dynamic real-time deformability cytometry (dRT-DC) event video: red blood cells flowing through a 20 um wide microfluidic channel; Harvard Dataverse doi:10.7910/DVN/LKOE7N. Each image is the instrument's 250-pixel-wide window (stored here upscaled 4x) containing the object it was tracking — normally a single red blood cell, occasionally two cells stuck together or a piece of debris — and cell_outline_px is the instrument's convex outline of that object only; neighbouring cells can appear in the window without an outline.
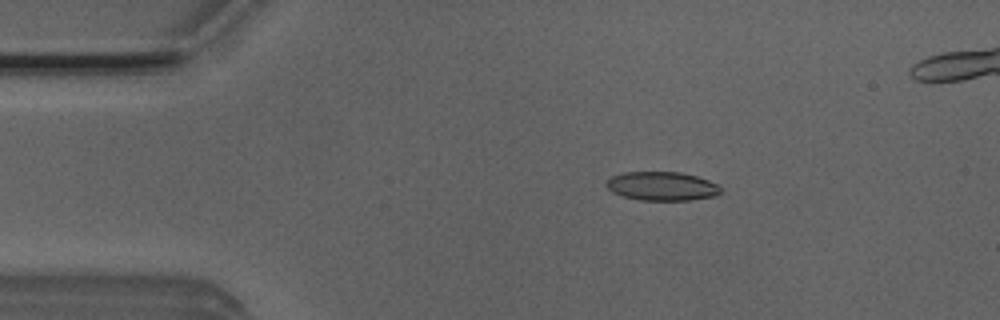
{"species": "Egyptian fruit bat (a non-hibernating species)", "species_latin": "Rousettus aegyptiacus", "temperature_condition": "room temperature", "stored_images_in_passage": 42, "camera_frame_rate_fps": 3000, "um_per_image_px": 0.085, "animal": {"sex": "male"}, "frame": {"image": 1, "passage_image": 2, "time_ms": 0.333, "image_size_px": [1000, 320], "cell_outline_px": [[724, 188], [716, 196], [692, 200], [640, 200], [624, 196], [612, 192], [604, 184], [612, 176], [624, 172], [680, 172], [696, 176], [708, 180]], "centroid_in_image_um": [56.28, 15.82], "position_along_channel_um": 28.7, "area_um2": 19.25}}
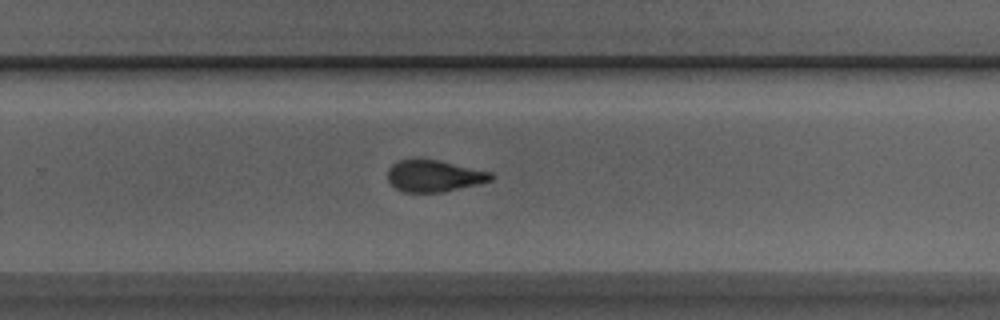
{"frame": {"image": 2, "passage_image": 26, "time_ms": 8.333, "image_size_px": [1000, 320], "cell_outline_px": [[496, 176], [492, 180], [480, 184], [440, 192], [404, 192], [396, 188], [388, 180], [388, 168], [392, 164], [400, 160], [440, 160], [492, 172]], "centroid_in_image_um": [36.94, 14.96], "position_along_channel_um": 292.9, "area_um2": 19.02}}
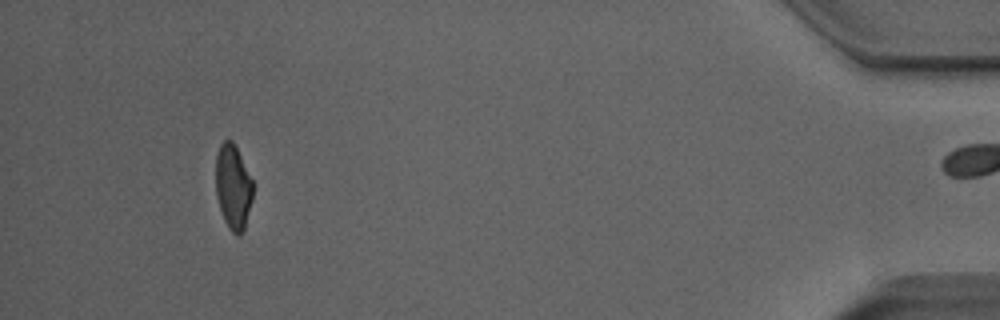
{"frame": {"image": 3, "passage_image": 41, "time_ms": 13.333, "image_size_px": [1000, 320], "cell_outline_px": [[252, 200], [244, 228], [240, 236], [236, 236], [228, 228], [224, 220], [216, 196], [216, 156], [220, 144], [224, 140], [232, 140], [252, 180]], "centroid_in_image_um": [19.8, 15.92], "position_along_channel_um": 415.4, "area_um2": 18.15}, "authors_computed_cell_mechanics": {"area_um2": 19.8254, "velocity_mm_per_s": 3.9409, "shape_relaxation_time_tau1_ms": 6.454, "shape_relaxation_time_tau2_ms": 1.8235, "deformation_change_tau1": 0.1673, "deformation_change_tau2": 0.0892}}